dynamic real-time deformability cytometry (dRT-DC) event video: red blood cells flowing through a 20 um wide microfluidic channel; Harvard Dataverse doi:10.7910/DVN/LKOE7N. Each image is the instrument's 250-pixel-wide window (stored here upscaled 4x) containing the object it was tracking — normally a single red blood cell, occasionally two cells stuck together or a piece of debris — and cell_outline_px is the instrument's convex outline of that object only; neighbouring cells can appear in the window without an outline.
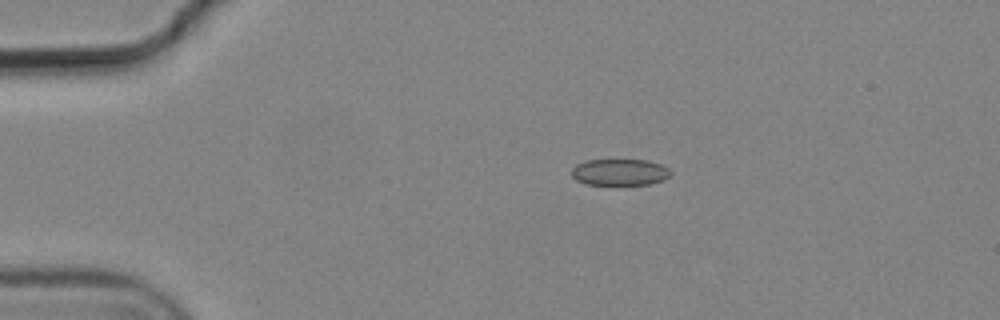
{"species": "common noctule bat (a hibernating species)", "species_latin": "Nyctalus noctula", "temperature_condition": "cold", "stored_images_in_passage": 2, "camera_frame_rate_fps": 3000, "um_per_image_px": 0.085, "animal": {"sex": "male", "body_mass_g": 19.2, "forearm_length_mm": 51.8}, "frame": {"image": 1, "passage_image": 1, "time_ms": 0.0, "image_size_px": [1000, 320], "cell_outline_px": [[672, 172], [664, 180], [648, 184], [584, 184], [576, 180], [572, 176], [572, 168], [576, 164], [588, 160], [648, 160], [660, 164], [668, 168]], "centroid_in_image_um": [52.67, 14.63], "position_along_channel_um": 32.3, "area_um2": 15.2}}